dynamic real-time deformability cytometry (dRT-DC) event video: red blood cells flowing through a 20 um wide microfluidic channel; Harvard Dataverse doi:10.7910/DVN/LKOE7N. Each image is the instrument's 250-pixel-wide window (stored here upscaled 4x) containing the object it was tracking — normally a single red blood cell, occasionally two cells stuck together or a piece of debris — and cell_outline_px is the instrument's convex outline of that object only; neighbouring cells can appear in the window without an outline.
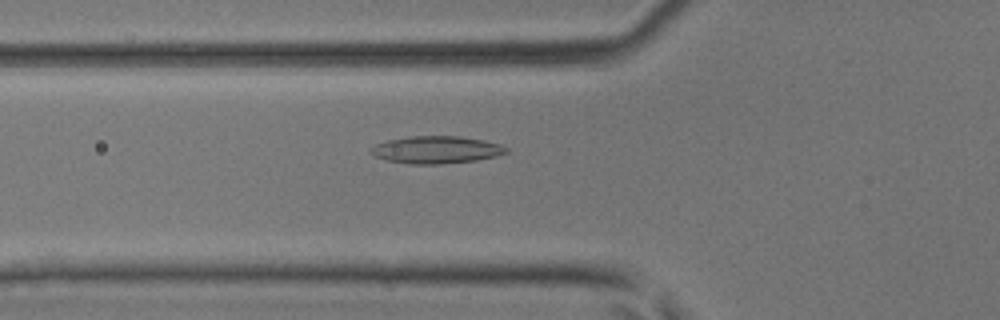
{"species": "common noctule bat (a hibernating species)", "species_latin": "Nyctalus noctula", "temperature_condition": "room temperature", "stored_images_in_passage": 39, "camera_frame_rate_fps": 3000, "um_per_image_px": 0.085, "animal": {"sex": "male", "body_mass_g": 17.9, "forearm_length_mm": 54.2}, "frame": {"image": 1, "passage_image": 9, "time_ms": 2.667, "image_size_px": [1000, 320], "cell_outline_px": [[508, 152], [496, 156], [476, 160], [440, 164], [412, 164], [388, 160], [376, 156], [368, 152], [376, 144], [388, 140], [408, 136], [460, 136], [484, 140], [500, 144], [508, 148]], "centroid_in_image_um": [37.11, 12.72], "position_along_channel_um": 88.7, "area_um2": 21.5}}
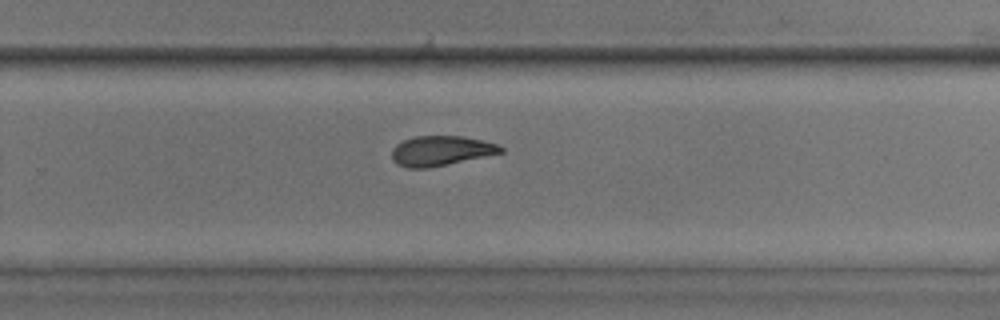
{"frame": {"image": 2, "passage_image": 23, "time_ms": 7.333, "image_size_px": [1000, 320], "cell_outline_px": [[504, 152], [428, 168], [408, 168], [396, 164], [392, 160], [392, 148], [396, 144], [404, 140], [416, 136], [464, 136], [496, 144], [504, 148]], "centroid_in_image_um": [37.44, 12.82], "position_along_channel_um": 292.4, "area_um2": 18.84}}
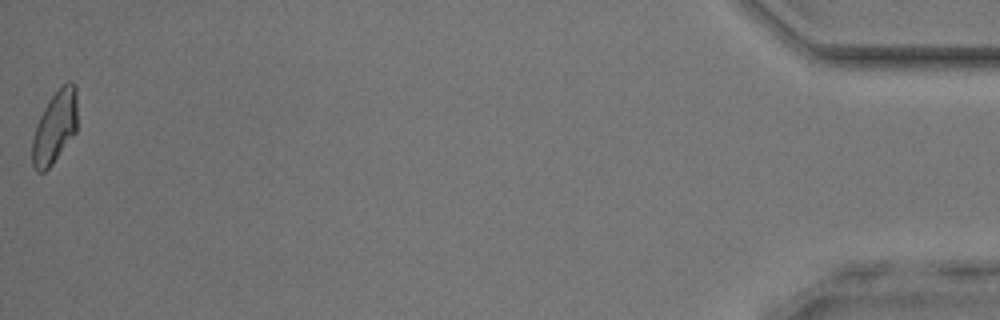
{"frame": {"image": 3, "passage_image": 39, "time_ms": 12.667, "image_size_px": [1000, 320], "cell_outline_px": [[76, 132], [52, 164], [44, 172], [36, 172], [32, 164], [32, 140], [36, 124], [44, 108], [52, 96], [68, 80], [72, 80], [76, 84]], "centroid_in_image_um": [4.66, 10.81], "position_along_channel_um": 430.5, "area_um2": 18.9}}